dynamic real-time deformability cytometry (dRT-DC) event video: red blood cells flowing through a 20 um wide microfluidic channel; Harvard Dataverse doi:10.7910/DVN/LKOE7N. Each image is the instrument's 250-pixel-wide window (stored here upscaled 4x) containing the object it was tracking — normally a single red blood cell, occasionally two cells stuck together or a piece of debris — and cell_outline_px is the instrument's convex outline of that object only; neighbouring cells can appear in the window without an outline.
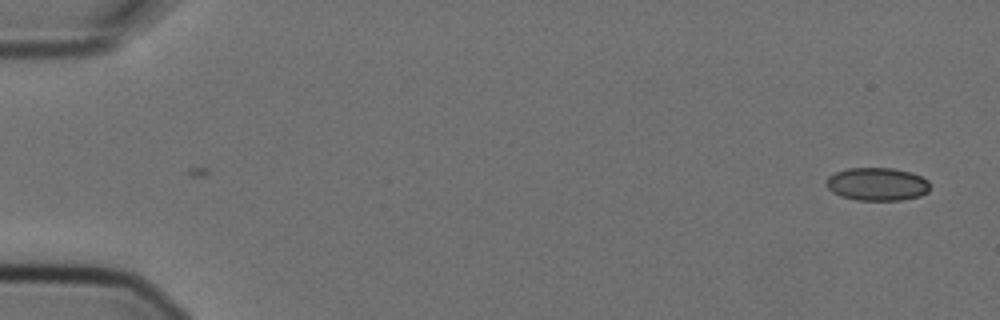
{"species": "Egyptian fruit bat (a non-hibernating species)", "species_latin": "Rousettus aegyptiacus", "temperature_condition": "cold", "stored_images_in_passage": 2, "camera_frame_rate_fps": 3000, "um_per_image_px": 0.085, "animal": {"sex": "female"}, "frame": {"image": 1, "passage_image": 2, "time_ms": 0.333, "image_size_px": [1000, 320], "cell_outline_px": [[928, 192], [920, 196], [900, 200], [856, 200], [840, 196], [832, 192], [824, 184], [824, 180], [828, 176], [836, 172], [848, 168], [892, 168], [912, 172], [928, 180]], "centroid_in_image_um": [74.51, 15.65], "position_along_channel_um": 10.5, "area_um2": 20.11}}